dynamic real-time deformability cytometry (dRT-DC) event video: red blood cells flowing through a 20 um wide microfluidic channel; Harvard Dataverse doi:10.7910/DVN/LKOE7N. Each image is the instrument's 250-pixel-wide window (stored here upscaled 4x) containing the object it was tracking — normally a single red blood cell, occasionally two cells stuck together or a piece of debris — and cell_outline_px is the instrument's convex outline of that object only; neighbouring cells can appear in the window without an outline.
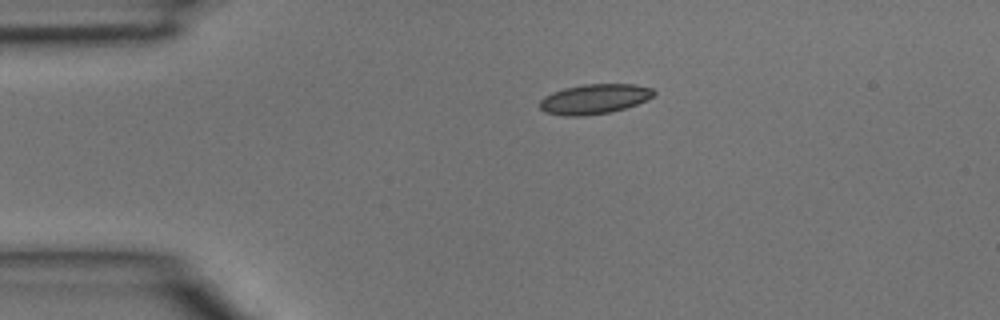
{"species": "common noctule bat (a hibernating species)", "species_latin": "Nyctalus noctula", "temperature_condition": "room temperature", "stored_images_in_passage": 2, "camera_frame_rate_fps": 3000, "um_per_image_px": 0.085, "animal": {"sex": "male", "body_mass_g": 15.6}, "frame": {"image": 1, "passage_image": 1, "time_ms": 0.0, "image_size_px": [1000, 320], "cell_outline_px": [[656, 92], [652, 96], [636, 104], [612, 112], [584, 116], [564, 116], [544, 112], [540, 108], [540, 100], [544, 96], [552, 92], [564, 88], [584, 84], [636, 84], [652, 88]], "centroid_in_image_um": [50.49, 8.42], "position_along_channel_um": 34.5, "area_um2": 19.88}}